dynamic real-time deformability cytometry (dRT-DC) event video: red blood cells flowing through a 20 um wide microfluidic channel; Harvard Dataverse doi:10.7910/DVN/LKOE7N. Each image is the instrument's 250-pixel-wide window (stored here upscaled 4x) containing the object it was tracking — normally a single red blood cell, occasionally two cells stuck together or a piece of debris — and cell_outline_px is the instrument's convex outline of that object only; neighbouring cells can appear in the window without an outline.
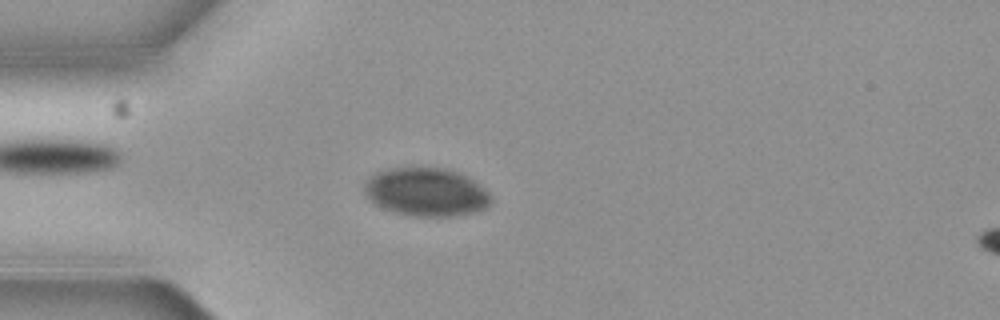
{"species": "common noctule bat (a hibernating species)", "species_latin": "Nyctalus noctula", "temperature_condition": "cold", "stored_images_in_passage": 3, "camera_frame_rate_fps": 3000, "um_per_image_px": 0.085, "animal": {"sex": "female", "body_mass_g": 19.3, "forearm_length_mm": 54.1}, "frame": {"image": 1, "passage_image": 3, "time_ms": 0.667, "image_size_px": [1000, 320], "cell_outline_px": [[492, 200], [484, 208], [476, 212], [452, 216], [412, 216], [396, 212], [384, 208], [368, 200], [364, 192], [364, 184], [376, 172], [392, 168], [444, 168], [460, 172], [476, 180], [492, 196]], "centroid_in_image_um": [36.25, 16.32], "position_along_channel_um": 48.7, "area_um2": 35.72}}